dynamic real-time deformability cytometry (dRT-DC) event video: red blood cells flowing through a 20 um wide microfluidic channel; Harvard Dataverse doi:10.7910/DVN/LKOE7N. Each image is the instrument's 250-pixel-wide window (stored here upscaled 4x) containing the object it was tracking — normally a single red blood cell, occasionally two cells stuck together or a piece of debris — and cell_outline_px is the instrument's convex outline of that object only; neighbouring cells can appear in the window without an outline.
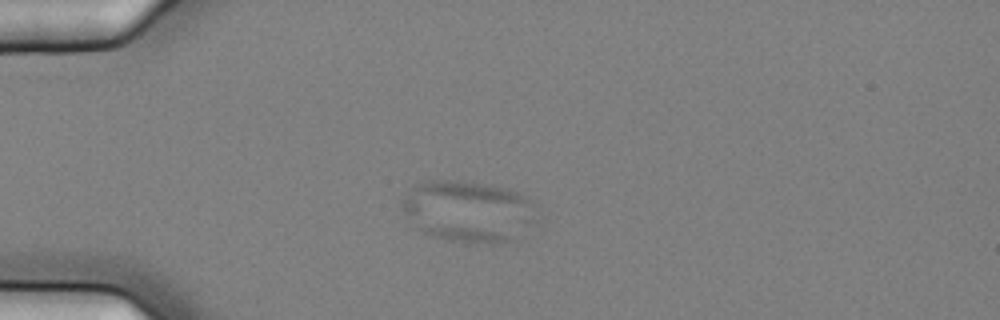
{"species": "common noctule bat (a hibernating species)", "species_latin": "Nyctalus noctula", "temperature_condition": "cold", "stored_images_in_passage": 13, "camera_frame_rate_fps": 3000, "um_per_image_px": 0.085, "animal": {"sex": "female", "body_mass_g": 25.1}, "frame": {"image": 1, "passage_image": 3, "time_ms": 0.667, "image_size_px": [1000, 320], "cell_outline_px": [[540, 220], [536, 224], [512, 240], [500, 244], [492, 244], [448, 240], [432, 236], [420, 232], [416, 228], [400, 208], [400, 200], [416, 184], [428, 180], [452, 180], [492, 184], [508, 188], [528, 196], [532, 200]], "centroid_in_image_um": [39.86, 17.96], "position_along_channel_um": 45.1, "area_um2": 49.42}}
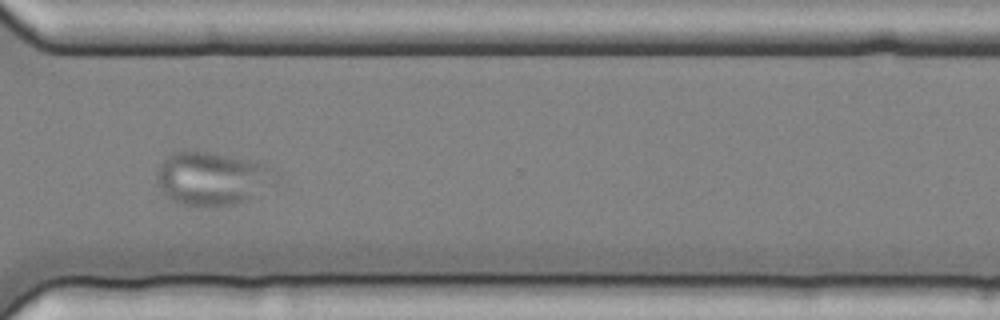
{"frame": {"image": 2, "passage_image": 11, "time_ms": 3.333, "image_size_px": [1000, 320], "cell_outline_px": [[280, 176], [276, 184], [248, 200], [236, 204], [184, 204], [172, 200], [164, 196], [156, 184], [156, 168], [172, 152], [208, 152], [260, 160], [268, 164]], "centroid_in_image_um": [18.1, 15.14], "position_along_channel_um": 352.5, "area_um2": 37.4}}
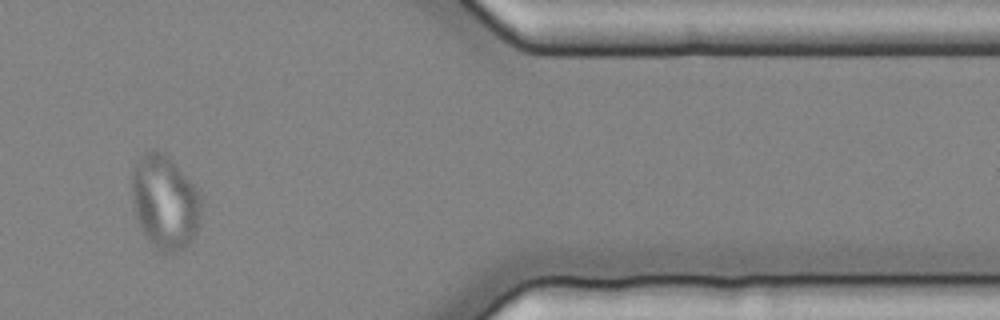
{"frame": {"image": 3, "passage_image": 12, "time_ms": 3.667, "image_size_px": [1000, 320], "cell_outline_px": [[200, 216], [196, 232], [192, 240], [184, 248], [172, 252], [164, 252], [156, 248], [148, 240], [136, 216], [132, 200], [132, 168], [136, 160], [144, 152], [152, 148], [164, 152], [172, 160], [200, 192]], "centroid_in_image_um": [14.0, 17.13], "position_along_channel_um": 397.4, "area_um2": 37.92}}